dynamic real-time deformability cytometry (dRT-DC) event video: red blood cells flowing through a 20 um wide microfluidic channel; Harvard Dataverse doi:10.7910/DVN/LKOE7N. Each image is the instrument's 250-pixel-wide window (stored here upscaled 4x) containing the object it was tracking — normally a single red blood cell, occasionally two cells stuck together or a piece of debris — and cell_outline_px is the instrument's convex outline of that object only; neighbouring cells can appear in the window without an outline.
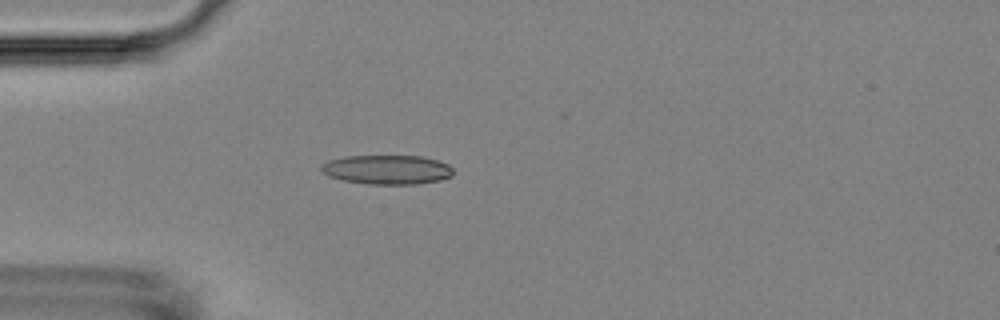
{"species": "Egyptian fruit bat (a non-hibernating species)", "species_latin": "Rousettus aegyptiacus", "temperature_condition": "room temperature", "stored_images_in_passage": 4, "camera_frame_rate_fps": 3000, "um_per_image_px": 0.085, "animal": {"sex": "female"}, "frame": {"image": 1, "passage_image": 4, "time_ms": 4.333, "image_size_px": [1000, 320], "cell_outline_px": [[452, 176], [440, 180], [416, 184], [368, 184], [344, 180], [328, 176], [320, 172], [320, 164], [328, 160], [344, 156], [420, 156], [436, 160], [448, 164], [452, 168]], "centroid_in_image_um": [32.85, 14.42], "position_along_channel_um": 52.1, "area_um2": 22.6}}